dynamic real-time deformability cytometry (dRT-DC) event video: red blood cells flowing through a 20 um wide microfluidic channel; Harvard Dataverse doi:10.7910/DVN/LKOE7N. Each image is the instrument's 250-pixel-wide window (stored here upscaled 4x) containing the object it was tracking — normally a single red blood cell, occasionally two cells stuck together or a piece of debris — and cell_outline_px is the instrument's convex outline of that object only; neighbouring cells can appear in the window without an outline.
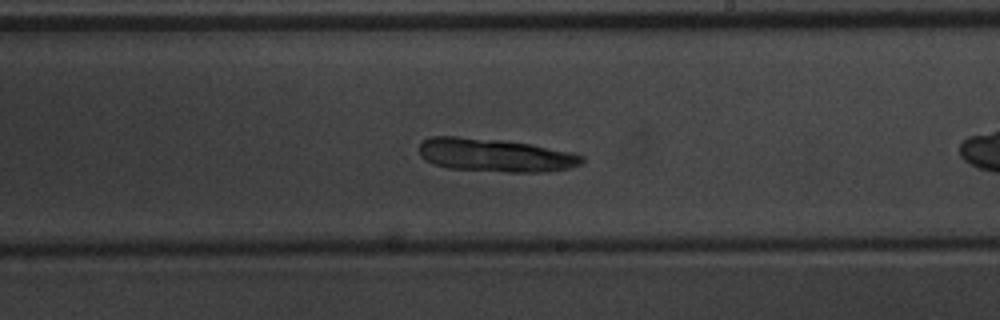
{"species": "common noctule bat (a hibernating species)", "species_latin": "Nyctalus noctula", "temperature_condition": "warm", "stored_images_in_passage": 39, "camera_frame_rate_fps": 3000, "um_per_image_px": 0.085, "animal": {"sex": "male", "body_mass_g": 20.1, "forearm_length_mm": 53.5}, "frame": {"image": 1, "passage_image": 17, "time_ms": 5.333, "image_size_px": [1000, 320], "cell_outline_px": [[584, 160], [580, 164], [568, 168], [544, 172], [508, 172], [448, 168], [432, 164], [424, 160], [420, 156], [416, 148], [420, 140], [428, 136], [456, 136], [504, 140], [532, 144], [572, 152], [584, 156]], "centroid_in_image_um": [42.0, 13.17], "position_along_channel_um": 247.0, "area_um2": 32.14}}